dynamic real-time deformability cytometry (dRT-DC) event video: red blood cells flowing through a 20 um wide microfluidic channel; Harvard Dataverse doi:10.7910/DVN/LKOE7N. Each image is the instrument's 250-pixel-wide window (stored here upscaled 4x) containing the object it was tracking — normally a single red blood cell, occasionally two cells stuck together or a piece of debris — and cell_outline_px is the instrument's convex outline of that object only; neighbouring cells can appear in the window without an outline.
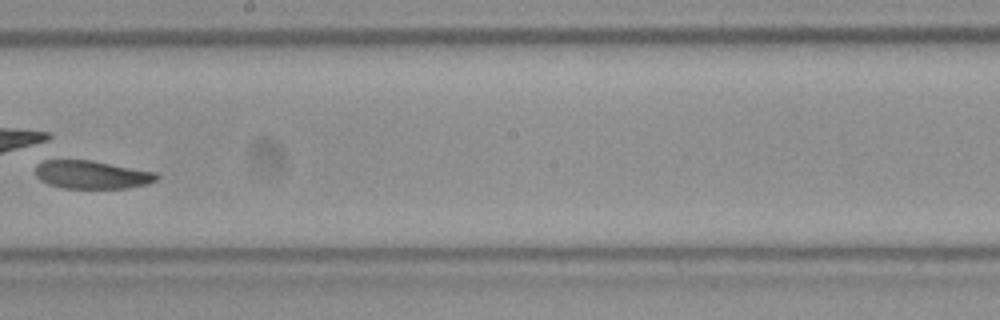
{"species": "Egyptian fruit bat (a non-hibernating species)", "species_latin": "Rousettus aegyptiacus", "temperature_condition": "room temperature", "stored_images_in_passage": 6, "camera_frame_rate_fps": 3000, "um_per_image_px": 0.085, "frame": {"image": 1, "passage_image": 5, "time_ms": 1.333, "image_size_px": [1000, 320], "cell_outline_px": [[160, 176], [156, 180], [148, 184], [128, 188], [60, 188], [48, 184], [40, 180], [36, 176], [36, 164], [44, 160], [92, 160], [156, 172]], "centroid_in_image_um": [7.81, 14.85], "position_along_channel_um": 240.4, "area_um2": 20.06}}
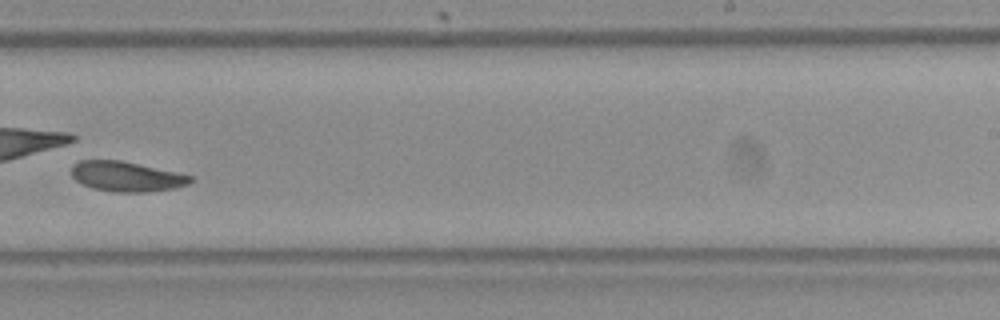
{"frame": {"image": 2, "passage_image": 6, "time_ms": 1.667, "image_size_px": [1000, 320], "cell_outline_px": [[192, 180], [188, 184], [176, 188], [148, 192], [112, 192], [92, 188], [76, 180], [72, 176], [72, 164], [80, 160], [120, 160], [176, 172], [192, 176]], "centroid_in_image_um": [10.74, 15.0], "position_along_channel_um": 278.3, "area_um2": 20.75}}